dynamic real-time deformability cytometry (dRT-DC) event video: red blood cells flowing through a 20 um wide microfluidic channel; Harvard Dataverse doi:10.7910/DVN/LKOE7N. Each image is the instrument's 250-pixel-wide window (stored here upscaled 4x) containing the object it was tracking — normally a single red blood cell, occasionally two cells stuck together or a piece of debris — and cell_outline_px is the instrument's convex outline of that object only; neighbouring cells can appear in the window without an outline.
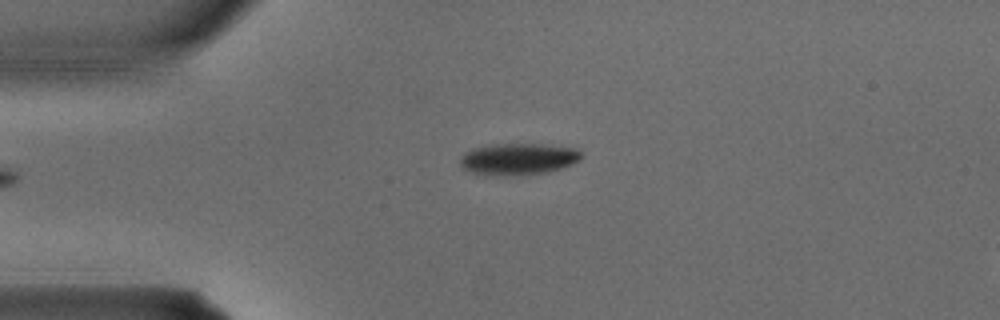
{"species": "common noctule bat (a hibernating species)", "species_latin": "Nyctalus noctula", "temperature_condition": "warm", "stored_images_in_passage": 2, "camera_frame_rate_fps": 3000, "um_per_image_px": 0.085, "animal": {"sex": "male", "body_mass_g": 15.6}, "frame": {"image": 1, "passage_image": 2, "time_ms": 0.333, "image_size_px": [1000, 320], "cell_outline_px": [[584, 156], [580, 160], [564, 168], [548, 172], [520, 176], [480, 176], [464, 168], [460, 164], [460, 156], [464, 152], [472, 148], [488, 144], [544, 144], [576, 148]], "centroid_in_image_um": [44.03, 13.53], "position_along_channel_um": 41.0, "area_um2": 23.12}}